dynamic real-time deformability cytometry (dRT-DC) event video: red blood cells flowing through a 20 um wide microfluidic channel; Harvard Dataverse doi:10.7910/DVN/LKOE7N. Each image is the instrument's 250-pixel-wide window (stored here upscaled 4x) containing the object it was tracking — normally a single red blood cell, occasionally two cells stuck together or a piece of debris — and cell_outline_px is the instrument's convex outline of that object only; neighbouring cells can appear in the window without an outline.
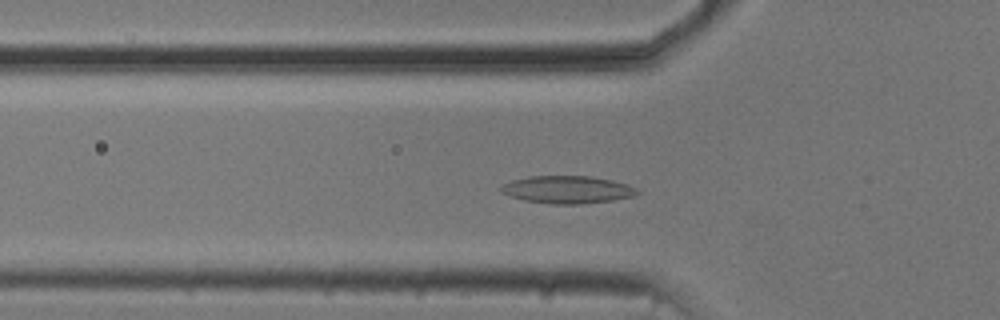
{"species": "common noctule bat (a hibernating species)", "species_latin": "Nyctalus noctula", "temperature_condition": "cold", "stored_images_in_passage": 45, "camera_frame_rate_fps": 3000, "um_per_image_px": 0.085, "animal": {"sex": "male", "body_mass_g": 20.5, "forearm_length_mm": 52.5}, "frame": {"image": 1, "passage_image": 9, "time_ms": 2.667, "image_size_px": [1000, 320], "cell_outline_px": [[640, 192], [636, 196], [612, 200], [580, 204], [552, 204], [524, 200], [500, 192], [500, 188], [504, 184], [512, 180], [532, 176], [588, 176], [612, 180], [628, 184], [636, 188]], "centroid_in_image_um": [48.26, 16.12], "position_along_channel_um": 77.5, "area_um2": 21.79}}
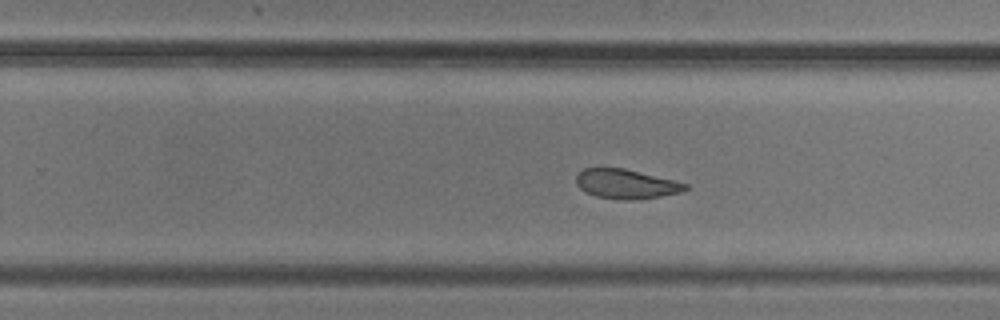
{"frame": {"image": 2, "passage_image": 25, "time_ms": 8.0, "image_size_px": [1000, 320], "cell_outline_px": [[688, 188], [680, 192], [660, 196], [636, 200], [628, 200], [596, 196], [580, 188], [576, 184], [576, 176], [584, 168], [624, 168], [688, 184]], "centroid_in_image_um": [53.2, 15.63], "position_along_channel_um": 276.6, "area_um2": 18.38}}
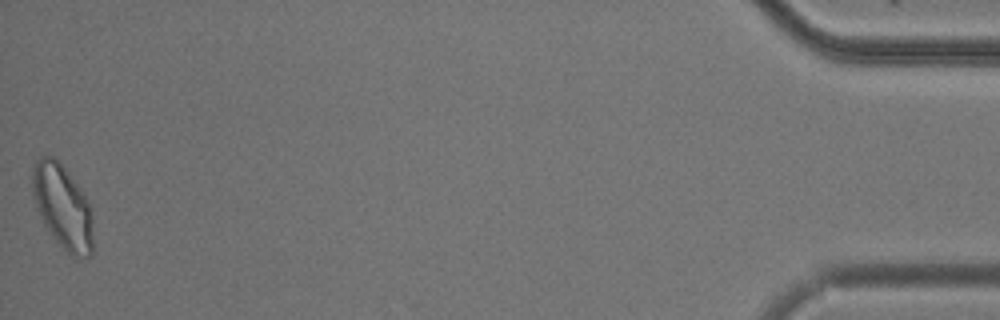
{"frame": {"image": 3, "passage_image": 45, "time_ms": 14.667, "image_size_px": [1000, 320], "cell_outline_px": [[92, 256], [76, 260], [72, 260], [48, 232], [36, 208], [32, 196], [32, 168], [36, 160], [40, 156], [56, 156], [84, 192], [92, 212]], "centroid_in_image_um": [5.32, 17.61], "position_along_channel_um": 429.9, "area_um2": 30.69}, "authors_computed_cell_mechanics": {"area_um2": 20.9814, "velocity_mm_per_s": 3.7205, "shape_relaxation_time_tau1_ms": 6.156, "shape_relaxation_time_tau2_ms": 2.3808, "deformation_change_tau1": 0.1311, "deformation_change_tau2": 0.088}}